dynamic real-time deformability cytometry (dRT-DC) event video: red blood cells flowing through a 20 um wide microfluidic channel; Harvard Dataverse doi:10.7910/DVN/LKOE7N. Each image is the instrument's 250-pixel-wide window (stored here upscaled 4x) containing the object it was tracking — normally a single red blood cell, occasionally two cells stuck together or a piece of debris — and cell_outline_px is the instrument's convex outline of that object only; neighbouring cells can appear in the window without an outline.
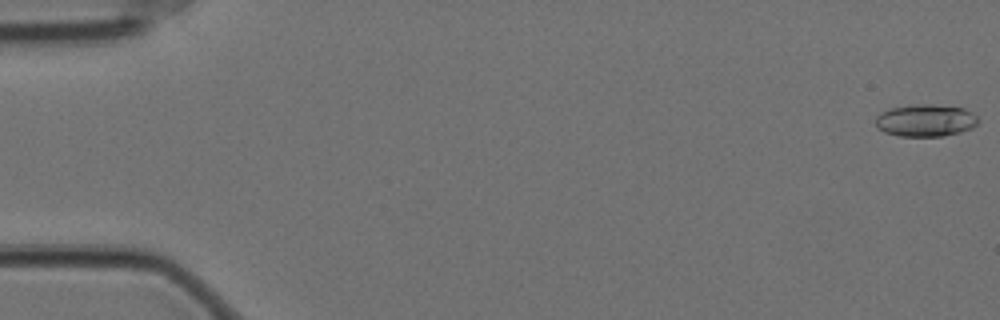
{"species": "Egyptian fruit bat (a non-hibernating species)", "species_latin": "Rousettus aegyptiacus", "temperature_condition": "cold", "stored_images_in_passage": 58, "camera_frame_rate_fps": 3000, "um_per_image_px": 0.085, "animal": {"sex": "female"}, "frame": {"image": 1, "passage_image": 1, "time_ms": 0.0, "image_size_px": [1000, 320], "cell_outline_px": [[980, 120], [972, 128], [960, 132], [944, 136], [900, 136], [884, 132], [876, 128], [876, 116], [880, 112], [888, 108], [916, 104], [932, 104], [964, 108], [972, 112]], "centroid_in_image_um": [78.66, 10.23], "position_along_channel_um": 6.3, "area_um2": 19.48}}
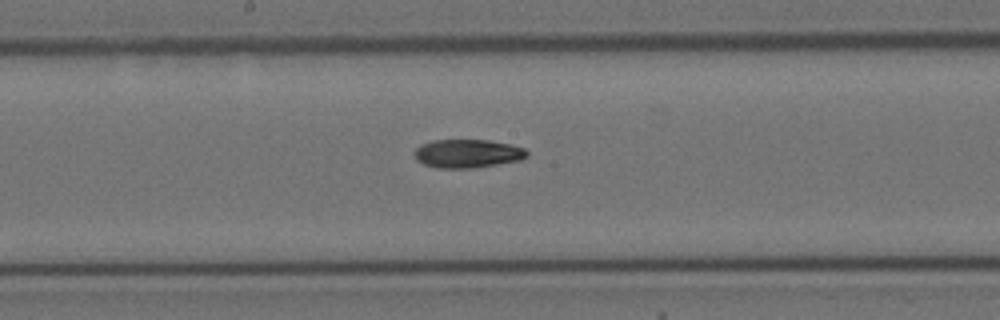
{"frame": {"image": 2, "passage_image": 31, "time_ms": 10.0, "image_size_px": [1000, 320], "cell_outline_px": [[528, 156], [520, 160], [472, 168], [436, 168], [424, 164], [416, 160], [412, 152], [420, 144], [432, 140], [488, 140], [512, 144], [524, 148], [528, 152]], "centroid_in_image_um": [39.7, 13.04], "position_along_channel_um": 208.5, "area_um2": 18.84}}
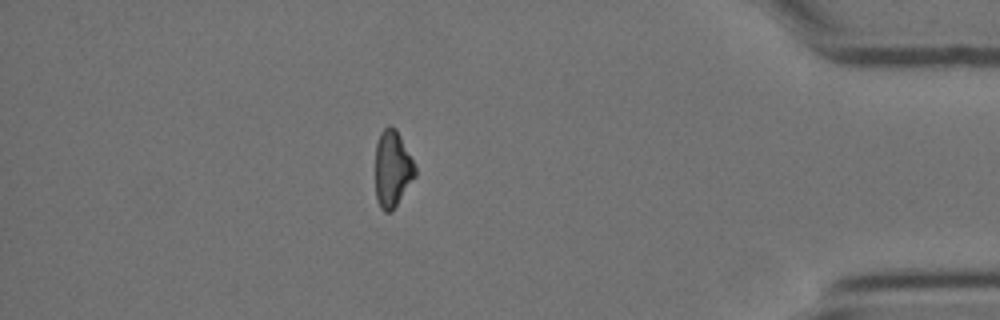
{"frame": {"image": 3, "passage_image": 51, "time_ms": 16.667, "image_size_px": [1000, 320], "cell_outline_px": [[416, 176], [392, 212], [384, 212], [380, 208], [376, 200], [376, 144], [380, 132], [388, 124], [396, 128], [416, 168]], "centroid_in_image_um": [33.35, 14.37], "position_along_channel_um": 401.9, "area_um2": 17.8}}